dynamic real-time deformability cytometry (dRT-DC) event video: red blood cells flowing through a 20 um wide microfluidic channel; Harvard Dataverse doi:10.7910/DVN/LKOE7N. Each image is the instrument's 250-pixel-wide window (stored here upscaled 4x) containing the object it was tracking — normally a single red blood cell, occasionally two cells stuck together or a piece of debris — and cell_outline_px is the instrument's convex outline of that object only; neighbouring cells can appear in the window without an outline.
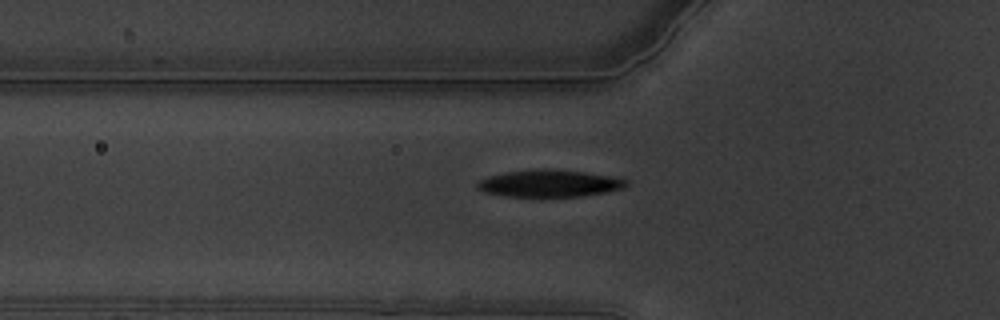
{"species": "common noctule bat (a hibernating species)", "species_latin": "Nyctalus noctula", "temperature_condition": "warm", "stored_images_in_passage": 41, "camera_frame_rate_fps": 3000, "um_per_image_px": 0.085, "animal": {"sex": "male", "body_mass_g": 19.5, "forearm_length_mm": 54.6}, "frame": {"image": 1, "passage_image": 2, "time_ms": 0.333, "image_size_px": [1000, 320], "cell_outline_px": [[628, 184], [624, 188], [604, 192], [580, 196], [504, 196], [484, 192], [476, 188], [476, 184], [480, 180], [488, 176], [508, 172], [540, 168], [544, 168], [584, 172], [608, 176], [628, 180]], "centroid_in_image_um": [46.66, 15.58], "position_along_channel_um": 79.1, "area_um2": 23.24}}
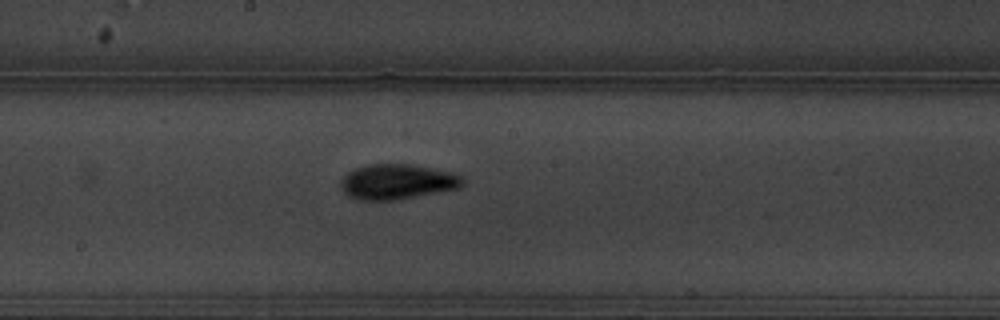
{"frame": {"image": 2, "passage_image": 14, "time_ms": 4.333, "image_size_px": [1000, 320], "cell_outline_px": [[464, 184], [460, 188], [396, 200], [356, 200], [348, 196], [344, 192], [340, 184], [340, 180], [348, 172], [356, 168], [368, 164], [408, 164], [436, 168], [452, 172], [460, 176], [464, 180]], "centroid_in_image_um": [33.77, 15.45], "position_along_channel_um": 214.4, "area_um2": 25.14}}
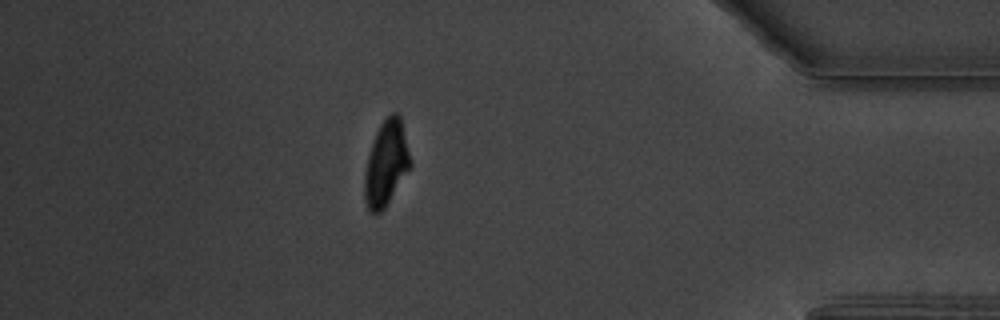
{"frame": {"image": 3, "passage_image": 34, "time_ms": 11.0, "image_size_px": [1000, 320], "cell_outline_px": [[412, 164], [384, 208], [380, 212], [368, 212], [364, 200], [364, 176], [368, 156], [372, 140], [380, 124], [392, 112], [396, 112], [400, 116]], "centroid_in_image_um": [32.8, 13.89], "position_along_channel_um": 402.4, "area_um2": 22.43}, "authors_computed_cell_mechanics": {"area_um2": 23.5246, "velocity_mm_per_s": 3.3685, "shape_relaxation_time_tau1_ms": 3.0306, "shape_relaxation_time_tau2_ms": 2.4835, "deformation_change_tau1": 0.1591, "deformation_change_tau2": 0.0666}}